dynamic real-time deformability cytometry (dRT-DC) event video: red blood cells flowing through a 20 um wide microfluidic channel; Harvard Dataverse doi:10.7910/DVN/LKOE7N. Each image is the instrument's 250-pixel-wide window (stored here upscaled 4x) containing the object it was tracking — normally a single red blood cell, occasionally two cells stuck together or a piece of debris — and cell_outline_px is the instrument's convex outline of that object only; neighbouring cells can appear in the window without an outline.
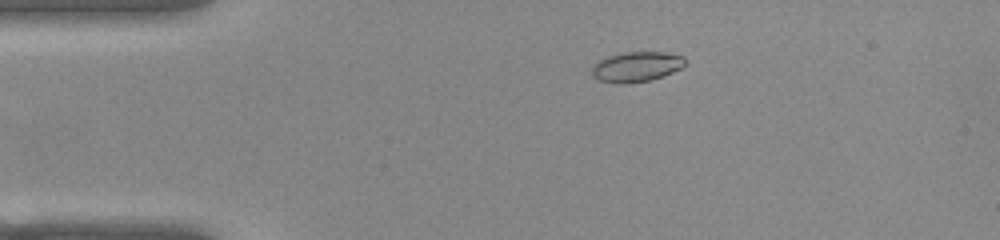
{"species": "common noctule bat (a hibernating species)", "species_latin": "Nyctalus noctula", "temperature_condition": "warm", "stored_images_in_passage": 46, "camera_frame_rate_fps": 3000, "um_per_image_px": 0.085, "animal": {"sex": "female", "body_mass_g": 22.0, "forearm_length_mm": 56.7}, "frame": {"image": 1, "passage_image": 3, "time_ms": 0.667, "image_size_px": [1000, 240], "cell_outline_px": [[688, 64], [672, 72], [648, 80], [620, 84], [600, 80], [592, 76], [592, 68], [600, 60], [608, 56], [624, 52], [664, 52], [684, 56]], "centroid_in_image_um": [54.13, 5.65], "position_along_channel_um": 30.9, "area_um2": 16.13}}
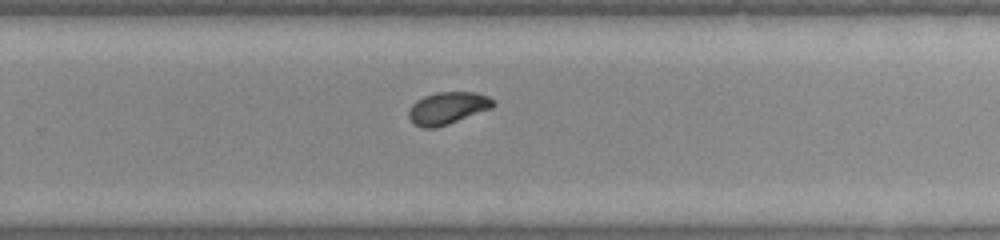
{"frame": {"image": 2, "passage_image": 27, "time_ms": 8.667, "image_size_px": [1000, 240], "cell_outline_px": [[496, 104], [492, 108], [448, 124], [436, 128], [424, 128], [416, 124], [408, 116], [408, 108], [416, 100], [424, 96], [436, 92], [476, 92], [488, 96]], "centroid_in_image_um": [38.04, 9.18], "position_along_channel_um": 291.8, "area_um2": 15.84}}
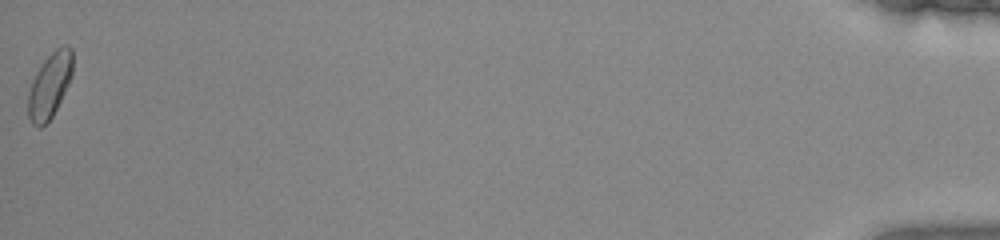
{"frame": {"image": 3, "passage_image": 46, "time_ms": 15.0, "image_size_px": [1000, 240], "cell_outline_px": [[72, 76], [52, 116], [40, 128], [36, 128], [32, 124], [28, 116], [28, 92], [32, 80], [36, 72], [44, 60], [56, 48], [64, 44], [68, 44], [72, 48]], "centroid_in_image_um": [4.21, 7.24], "position_along_channel_um": 431.0, "area_um2": 16.82}, "authors_computed_cell_mechanics": {"area_um2": 15.9528, "velocity_mm_per_s": 3.845, "shape_relaxation_time_tau1_ms": 3.6008, "shape_relaxation_time_tau2_ms": 1.0587, "deformation_change_tau1": 0.1343, "deformation_change_tau2": 0.0421}}